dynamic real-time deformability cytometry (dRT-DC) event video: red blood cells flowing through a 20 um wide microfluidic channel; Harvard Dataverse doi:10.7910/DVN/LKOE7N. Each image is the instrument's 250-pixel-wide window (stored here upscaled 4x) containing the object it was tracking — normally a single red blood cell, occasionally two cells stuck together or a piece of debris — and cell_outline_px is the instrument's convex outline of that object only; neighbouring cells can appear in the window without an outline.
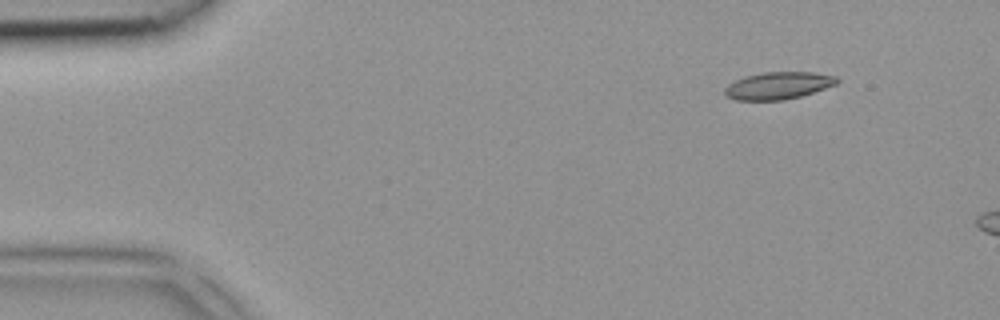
{"species": "common noctule bat (a hibernating species)", "species_latin": "Nyctalus noctula", "temperature_condition": "room temperature", "stored_images_in_passage": 2, "camera_frame_rate_fps": 3000, "um_per_image_px": 0.085, "animal": {"sex": "female", "body_mass_g": 18.4}, "frame": {"image": 1, "passage_image": 1, "time_ms": 0.0, "image_size_px": [1000, 320], "cell_outline_px": [[840, 80], [836, 84], [800, 96], [784, 100], [736, 100], [724, 96], [724, 88], [728, 84], [744, 76], [764, 72], [812, 72], [836, 76]], "centroid_in_image_um": [66.11, 7.27], "position_along_channel_um": 18.9, "area_um2": 17.8}}